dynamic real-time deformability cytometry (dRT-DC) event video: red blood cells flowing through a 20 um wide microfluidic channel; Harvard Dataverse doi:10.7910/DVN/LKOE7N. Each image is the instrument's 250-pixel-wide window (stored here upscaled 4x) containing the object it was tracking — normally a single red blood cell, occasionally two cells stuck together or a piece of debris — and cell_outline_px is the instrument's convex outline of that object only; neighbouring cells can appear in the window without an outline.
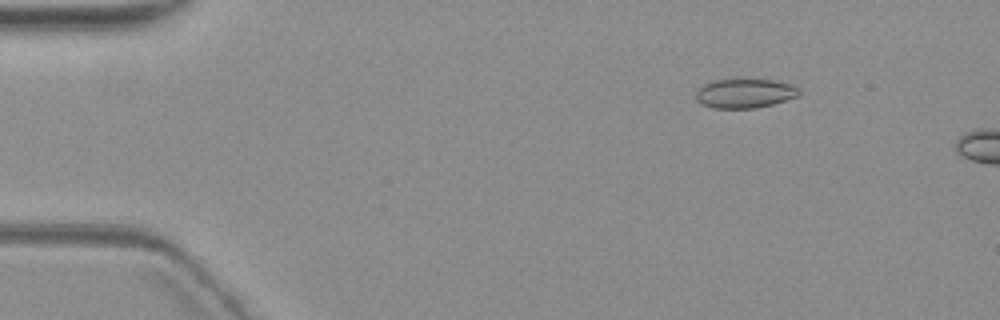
{"species": "common noctule bat (a hibernating species)", "species_latin": "Nyctalus noctula", "temperature_condition": "warm", "stored_images_in_passage": 4, "camera_frame_rate_fps": 3000, "um_per_image_px": 0.085, "animal": {"sex": "female", "body_mass_g": 19.3, "forearm_length_mm": 54.1}, "frame": {"image": 1, "passage_image": 2, "time_ms": 1.333, "image_size_px": [1000, 320], "cell_outline_px": [[800, 92], [796, 96], [772, 104], [756, 108], [712, 108], [700, 104], [696, 100], [696, 92], [704, 84], [712, 80], [744, 76], [776, 80], [800, 88]], "centroid_in_image_um": [63.27, 7.88], "position_along_channel_um": 21.7, "area_um2": 18.32}}